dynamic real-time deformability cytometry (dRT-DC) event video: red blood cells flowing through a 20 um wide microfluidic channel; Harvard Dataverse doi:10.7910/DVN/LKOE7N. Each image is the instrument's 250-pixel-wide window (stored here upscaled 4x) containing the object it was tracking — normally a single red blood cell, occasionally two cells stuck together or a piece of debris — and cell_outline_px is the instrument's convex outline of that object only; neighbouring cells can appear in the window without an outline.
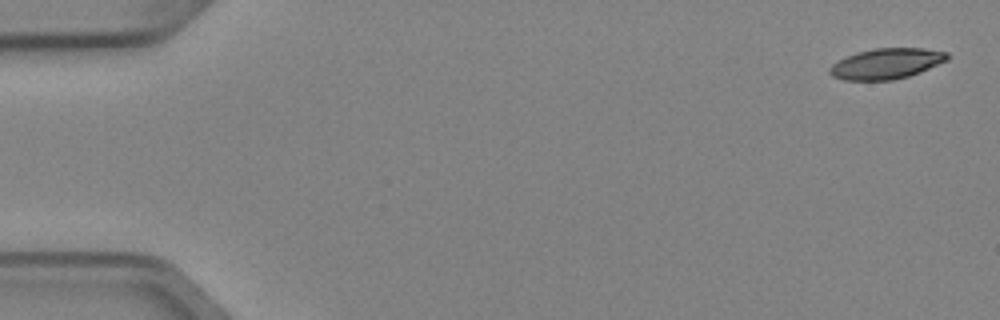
{"species": "Egyptian fruit bat (a non-hibernating species)", "species_latin": "Rousettus aegyptiacus", "temperature_condition": "cold", "stored_images_in_passage": 4, "camera_frame_rate_fps": 3000, "um_per_image_px": 0.085, "animal": {"sex": "female"}, "frame": {"image": 1, "passage_image": 1, "time_ms": 0.0, "image_size_px": [1000, 320], "cell_outline_px": [[948, 60], [920, 72], [908, 76], [892, 80], [844, 80], [832, 76], [828, 72], [828, 68], [832, 64], [856, 52], [876, 48], [924, 48], [948, 52]], "centroid_in_image_um": [75.34, 5.41], "position_along_channel_um": 9.7, "area_um2": 20.92}}